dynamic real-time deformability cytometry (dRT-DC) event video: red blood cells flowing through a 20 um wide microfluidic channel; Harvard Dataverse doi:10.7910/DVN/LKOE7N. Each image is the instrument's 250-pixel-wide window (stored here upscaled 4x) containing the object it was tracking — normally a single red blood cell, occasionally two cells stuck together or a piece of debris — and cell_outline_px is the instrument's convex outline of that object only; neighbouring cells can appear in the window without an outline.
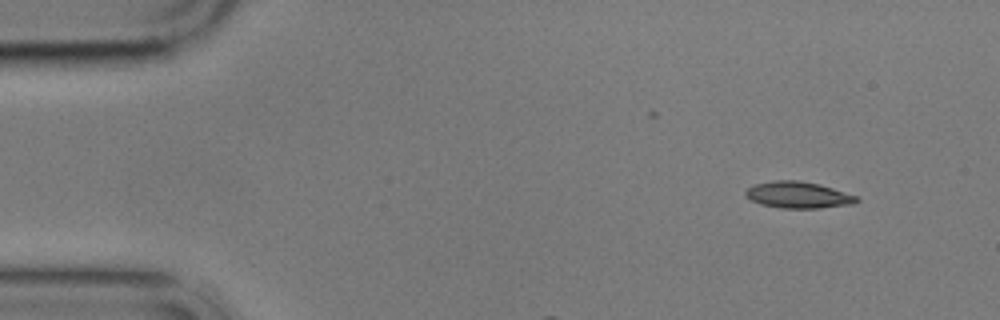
{"species": "common noctule bat (a hibernating species)", "species_latin": "Nyctalus noctula", "temperature_condition": "cold", "stored_images_in_passage": 4, "camera_frame_rate_fps": 3000, "um_per_image_px": 0.085, "animal": {"sex": "male", "body_mass_g": 17.9}, "frame": {"image": 1, "passage_image": 1, "time_ms": 0.0, "image_size_px": [1000, 320], "cell_outline_px": [[860, 200], [852, 204], [820, 208], [780, 208], [760, 204], [744, 196], [744, 192], [748, 188], [756, 184], [772, 180], [800, 180], [820, 184], [856, 196]], "centroid_in_image_um": [67.81, 16.56], "position_along_channel_um": 17.2, "area_um2": 17.17}}